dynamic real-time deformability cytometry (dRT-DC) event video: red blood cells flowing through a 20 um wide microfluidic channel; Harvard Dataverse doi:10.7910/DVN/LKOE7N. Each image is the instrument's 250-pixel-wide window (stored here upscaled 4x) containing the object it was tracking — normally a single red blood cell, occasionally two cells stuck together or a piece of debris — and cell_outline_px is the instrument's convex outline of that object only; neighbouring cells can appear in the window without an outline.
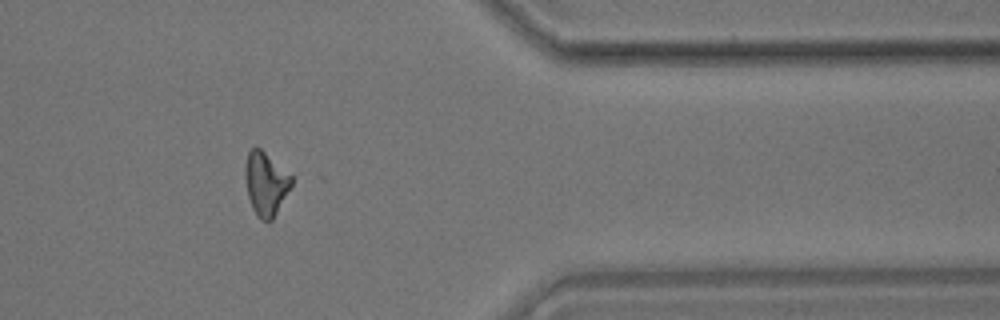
{"species": "common noctule bat (a hibernating species)", "species_latin": "Nyctalus noctula", "temperature_condition": "room temperature", "stored_images_in_passage": 55, "camera_frame_rate_fps": 3000, "um_per_image_px": 0.085, "animal": {"sex": "male", "body_mass_g": 17.9}, "frame": {"image": 1, "passage_image": 46, "time_ms": 15.0, "image_size_px": [1000, 320], "cell_outline_px": [[292, 184], [272, 220], [260, 220], [256, 216], [252, 208], [248, 196], [244, 176], [244, 168], [248, 152], [252, 148], [260, 148], [292, 176]], "centroid_in_image_um": [22.56, 15.61], "position_along_channel_um": 388.8, "area_um2": 16.94}}